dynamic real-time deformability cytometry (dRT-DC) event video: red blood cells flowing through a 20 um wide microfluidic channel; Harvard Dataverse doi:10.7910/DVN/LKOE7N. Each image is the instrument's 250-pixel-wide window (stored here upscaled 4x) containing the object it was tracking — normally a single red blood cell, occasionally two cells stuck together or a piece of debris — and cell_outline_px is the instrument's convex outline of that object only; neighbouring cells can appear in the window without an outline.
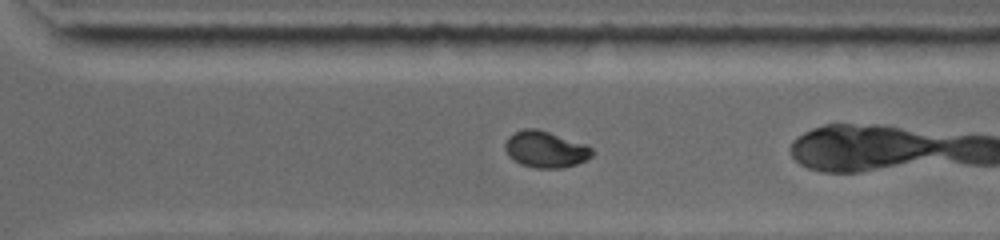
{"species": "common noctule bat (a hibernating species)", "species_latin": "Nyctalus noctula", "temperature_condition": "warm", "stored_images_in_passage": 38, "camera_frame_rate_fps": 5000, "um_per_image_px": 0.085, "animal": {"sex": "female", "body_mass_g": 19.0, "forearm_length_mm": 53.3}, "frame": {"image": 1, "passage_image": 22, "time_ms": 7.4, "image_size_px": [1000, 240], "cell_outline_px": [[596, 152], [592, 156], [576, 164], [564, 168], [536, 168], [520, 164], [508, 156], [504, 148], [504, 144], [508, 136], [524, 128], [536, 128], [584, 144], [592, 148]], "centroid_in_image_um": [46.34, 12.7], "position_along_channel_um": 324.3, "area_um2": 18.44}, "authors_computed_cell_mechanics": {"area_um2": 18.4382, "velocity_mm_per_s": 3.8803, "shape_relaxation_time_tau1_ms": null, "shape_relaxation_time_tau2_ms": 0.524, "deformation_change_tau1": null, "deformation_change_tau2": 0.0213}}